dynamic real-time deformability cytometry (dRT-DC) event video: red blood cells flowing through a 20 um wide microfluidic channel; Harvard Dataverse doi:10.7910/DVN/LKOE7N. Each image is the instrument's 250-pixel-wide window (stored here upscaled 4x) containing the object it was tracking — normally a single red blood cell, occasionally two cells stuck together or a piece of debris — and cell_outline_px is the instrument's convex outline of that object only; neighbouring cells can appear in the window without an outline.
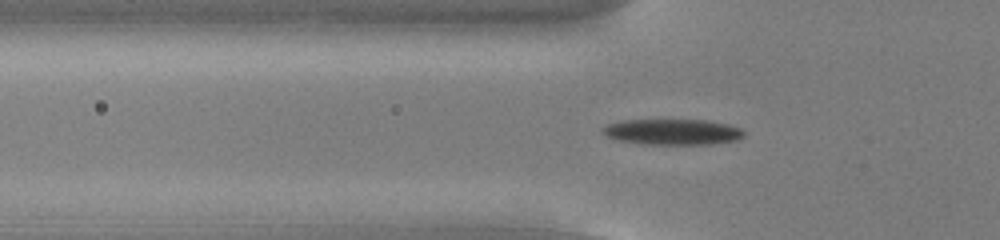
{"species": "common noctule bat (a hibernating species)", "species_latin": "Nyctalus noctula", "temperature_condition": "cold", "stored_images_in_passage": 47, "camera_frame_rate_fps": 3000, "um_per_image_px": 0.085, "animal": {"sex": "male", "body_mass_g": 13.0, "forearm_length_mm": 53.1}, "frame": {"image": 1, "passage_image": 11, "time_ms": 3.333, "image_size_px": [1000, 240], "cell_outline_px": [[744, 136], [736, 140], [712, 144], [644, 144], [616, 140], [600, 132], [600, 128], [608, 124], [624, 120], [708, 120], [728, 124], [740, 128], [744, 132]], "centroid_in_image_um": [57.15, 11.21], "position_along_channel_um": 68.7, "area_um2": 21.27}}
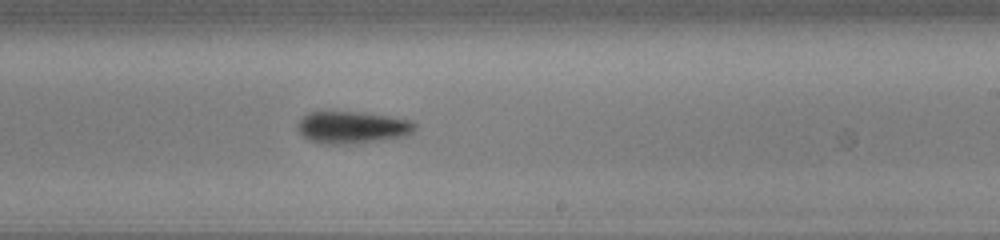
{"frame": {"image": 2, "passage_image": 26, "time_ms": 8.333, "image_size_px": [1000, 240], "cell_outline_px": [[416, 128], [412, 132], [404, 136], [356, 144], [324, 144], [308, 140], [296, 128], [296, 124], [308, 112], [360, 112], [388, 116], [412, 120], [416, 124]], "centroid_in_image_um": [29.93, 10.83], "position_along_channel_um": 259.1, "area_um2": 22.02}}
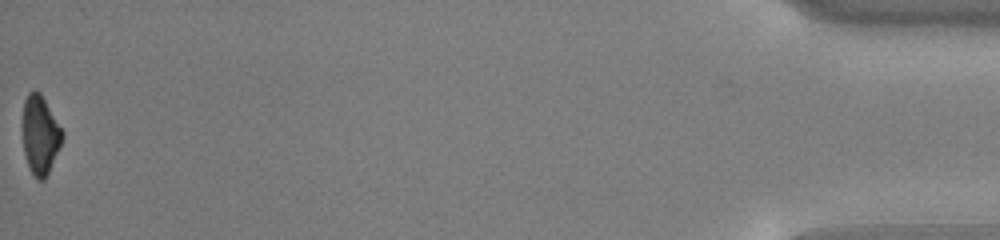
{"frame": {"image": 3, "passage_image": 47, "time_ms": 15.333, "image_size_px": [1000, 240], "cell_outline_px": [[64, 136], [48, 172], [44, 180], [36, 180], [28, 168], [24, 152], [20, 132], [20, 120], [24, 100], [28, 92], [32, 88], [40, 92], [64, 132]], "centroid_in_image_um": [3.34, 11.42], "position_along_channel_um": 431.9, "area_um2": 18.9}, "authors_computed_cell_mechanics": {"area_um2": 20.6346, "velocity_mm_per_s": 3.8361, "shape_relaxation_time_tau1_ms": 2.1485, "shape_relaxation_time_tau2_ms": null, "deformation_change_tau1": 0.1291, "deformation_change_tau2": null}}